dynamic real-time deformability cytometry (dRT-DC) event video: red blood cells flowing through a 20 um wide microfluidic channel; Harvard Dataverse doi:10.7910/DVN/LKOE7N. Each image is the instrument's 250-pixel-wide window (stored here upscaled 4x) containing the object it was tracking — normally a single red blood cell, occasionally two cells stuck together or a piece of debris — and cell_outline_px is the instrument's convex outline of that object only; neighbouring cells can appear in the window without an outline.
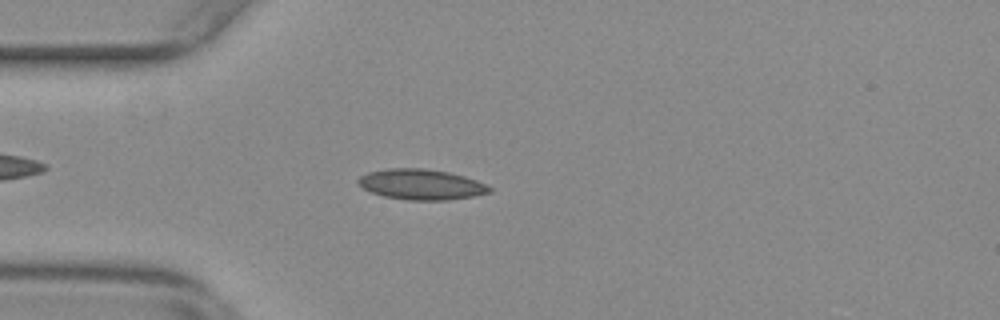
{"species": "common noctule bat (a hibernating species)", "species_latin": "Nyctalus noctula", "temperature_condition": "warm", "stored_images_in_passage": 50, "camera_frame_rate_fps": 3000, "um_per_image_px": 0.085, "animal": {"sex": "female", "body_mass_g": 29.2, "forearm_length_mm": 56.3}, "frame": {"image": 1, "passage_image": 10, "time_ms": 3.0, "image_size_px": [1000, 320], "cell_outline_px": [[492, 192], [472, 196], [448, 200], [408, 200], [384, 196], [372, 192], [364, 188], [356, 180], [360, 176], [368, 172], [388, 168], [424, 168], [448, 172], [464, 176], [476, 180], [492, 188]], "centroid_in_image_um": [35.8, 15.67], "position_along_channel_um": 49.2, "area_um2": 23.18}}
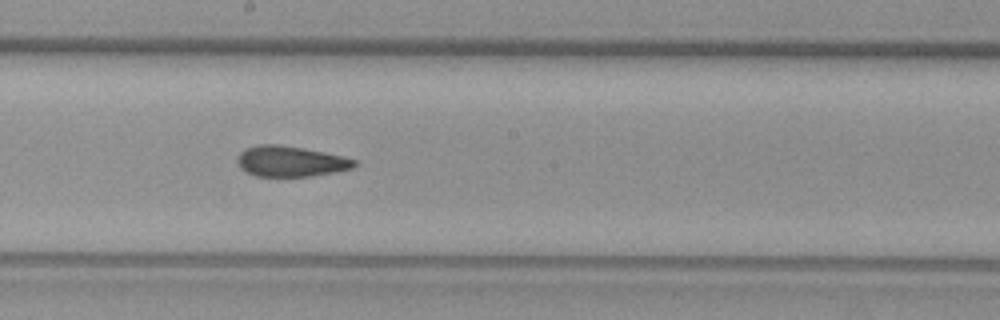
{"frame": {"image": 2, "passage_image": 25, "time_ms": 8.0, "image_size_px": [1000, 320], "cell_outline_px": [[356, 164], [352, 168], [336, 172], [312, 176], [256, 176], [240, 168], [236, 160], [240, 152], [248, 148], [260, 144], [276, 144], [300, 148], [340, 156], [356, 160]], "centroid_in_image_um": [24.67, 13.73], "position_along_channel_um": 223.5, "area_um2": 20.46}}
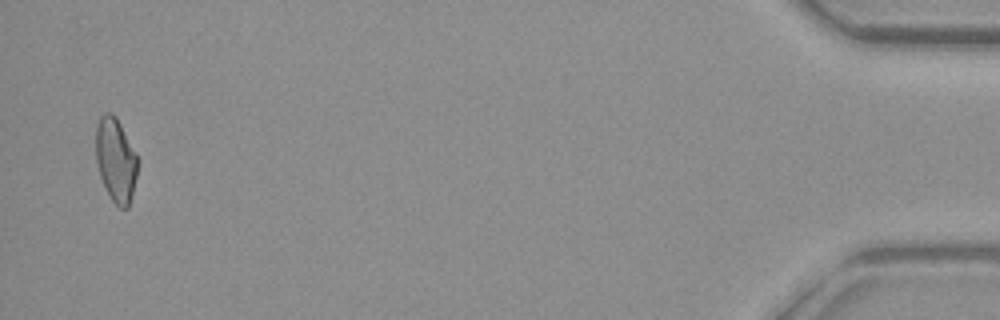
{"frame": {"image": 3, "passage_image": 49, "time_ms": 16.0, "image_size_px": [1000, 320], "cell_outline_px": [[140, 160], [132, 196], [128, 208], [120, 208], [112, 200], [104, 188], [100, 176], [96, 160], [96, 124], [100, 116], [104, 112], [112, 112], [116, 116]], "centroid_in_image_um": [9.85, 13.58], "position_along_channel_um": 425.4, "area_um2": 20.81}, "authors_computed_cell_mechanics": {"area_um2": 21.3282, "velocity_mm_per_s": 3.7181, "shape_relaxation_time_tau1_ms": null, "shape_relaxation_time_tau2_ms": 2.7861, "deformation_change_tau1": null, "deformation_change_tau2": 0.0875}}